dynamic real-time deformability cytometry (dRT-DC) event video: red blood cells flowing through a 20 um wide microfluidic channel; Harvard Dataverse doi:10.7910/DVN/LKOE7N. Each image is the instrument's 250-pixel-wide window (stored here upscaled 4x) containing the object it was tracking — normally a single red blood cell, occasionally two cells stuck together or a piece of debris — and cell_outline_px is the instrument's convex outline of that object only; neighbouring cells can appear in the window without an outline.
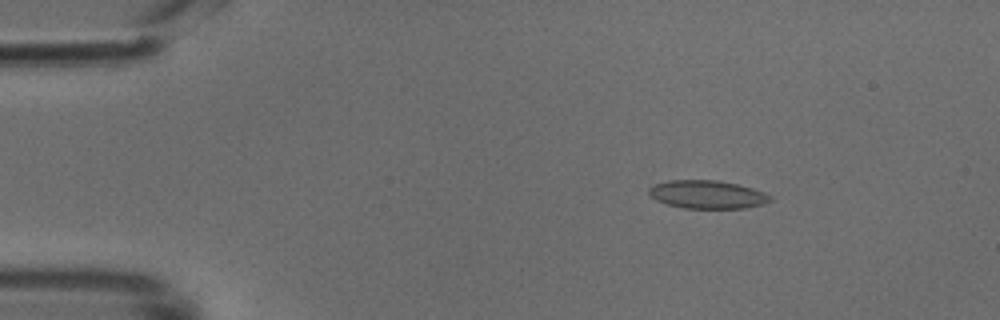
{"species": "common noctule bat (a hibernating species)", "species_latin": "Nyctalus noctula", "temperature_condition": "cold", "stored_images_in_passage": 49, "camera_frame_rate_fps": 3000, "um_per_image_px": 0.085, "animal": {"sex": "male", "body_mass_g": 18.8}, "frame": {"image": 1, "passage_image": 8, "time_ms": 2.333, "image_size_px": [1000, 320], "cell_outline_px": [[772, 200], [764, 204], [748, 208], [684, 208], [668, 204], [656, 200], [648, 196], [648, 188], [652, 184], [668, 180], [720, 180], [752, 188], [764, 192], [772, 196]], "centroid_in_image_um": [60.1, 16.52], "position_along_channel_um": 24.9, "area_um2": 20.17}}
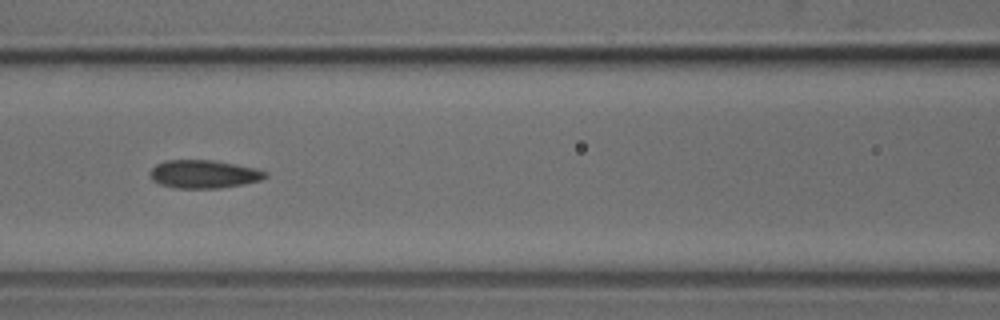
{"frame": {"image": 2, "passage_image": 22, "time_ms": 7.0, "image_size_px": [1000, 320], "cell_outline_px": [[268, 176], [260, 180], [244, 184], [220, 188], [176, 188], [160, 184], [152, 180], [148, 172], [156, 164], [164, 160], [212, 160], [236, 164], [256, 168], [268, 172]], "centroid_in_image_um": [17.32, 14.79], "position_along_channel_um": 149.3, "area_um2": 19.07}}
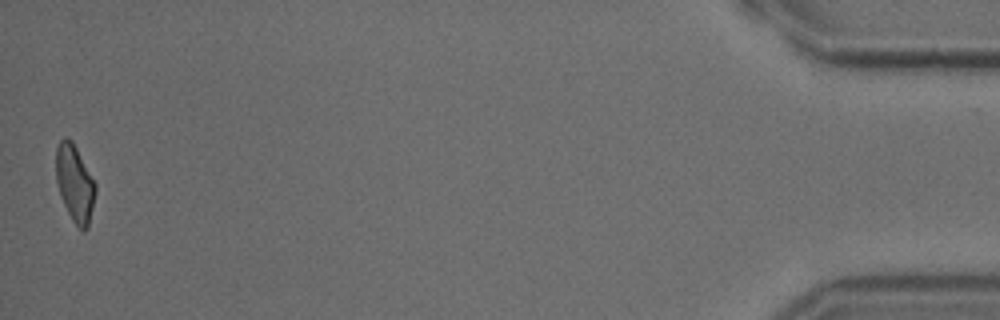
{"frame": {"image": 3, "passage_image": 49, "time_ms": 16.0, "image_size_px": [1000, 320], "cell_outline_px": [[96, 192], [88, 228], [84, 232], [72, 220], [60, 196], [56, 180], [56, 148], [60, 140], [64, 136], [68, 136], [72, 140], [96, 184]], "centroid_in_image_um": [6.35, 15.56], "position_along_channel_um": 428.8, "area_um2": 17.69}}